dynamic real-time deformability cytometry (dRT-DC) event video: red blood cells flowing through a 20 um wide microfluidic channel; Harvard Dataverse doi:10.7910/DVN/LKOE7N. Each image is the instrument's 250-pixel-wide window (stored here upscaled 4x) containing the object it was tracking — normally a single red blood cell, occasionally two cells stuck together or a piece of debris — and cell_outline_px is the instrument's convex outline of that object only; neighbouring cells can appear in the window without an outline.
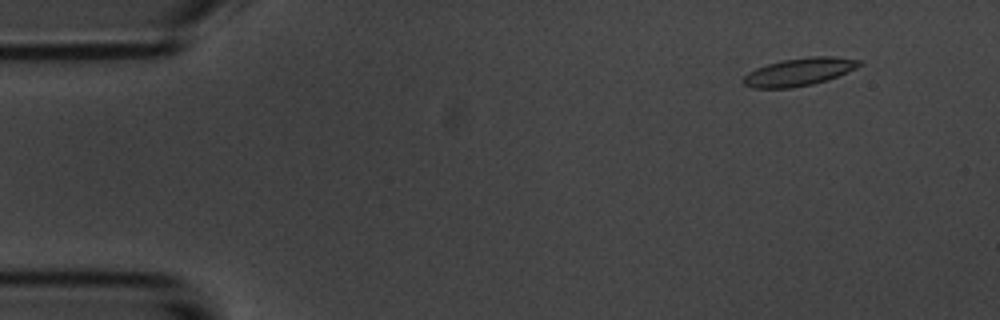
{"species": "common noctule bat (a hibernating species)", "species_latin": "Nyctalus noctula", "temperature_condition": "room temperature", "stored_images_in_passage": 3, "camera_frame_rate_fps": 3000, "um_per_image_px": 0.085, "animal": {"sex": "male", "body_mass_g": 20.1, "forearm_length_mm": 53.5}, "frame": {"image": 1, "passage_image": 1, "time_ms": 0.0, "image_size_px": [1000, 320], "cell_outline_px": [[864, 64], [856, 68], [828, 80], [812, 84], [792, 88], [752, 88], [744, 84], [740, 80], [748, 72], [756, 68], [780, 60], [812, 56], [836, 56], [864, 60]], "centroid_in_image_um": [67.96, 6.1], "position_along_channel_um": 17.0, "area_um2": 19.07}}
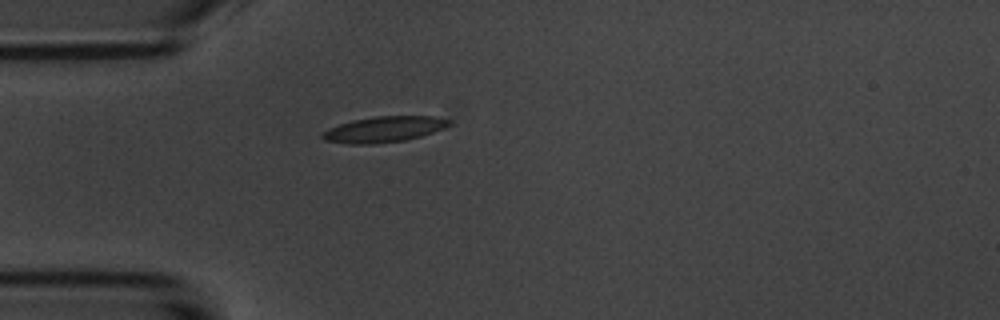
{"frame": {"image": 2, "passage_image": 3, "time_ms": 3.333, "image_size_px": [1000, 320], "cell_outline_px": [[452, 124], [444, 128], [420, 136], [404, 140], [372, 144], [348, 144], [324, 140], [320, 136], [328, 128], [352, 120], [372, 116], [432, 116], [452, 120]], "centroid_in_image_um": [32.63, 10.98], "position_along_channel_um": 52.4, "area_um2": 19.02}}